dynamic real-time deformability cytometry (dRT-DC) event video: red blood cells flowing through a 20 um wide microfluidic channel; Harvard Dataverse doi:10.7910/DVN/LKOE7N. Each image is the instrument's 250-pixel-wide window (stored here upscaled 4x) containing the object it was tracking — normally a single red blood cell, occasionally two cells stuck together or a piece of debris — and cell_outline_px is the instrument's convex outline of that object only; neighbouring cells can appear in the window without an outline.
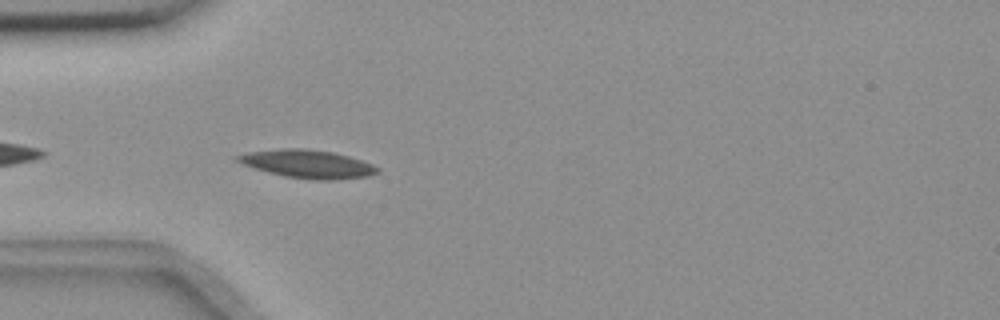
{"species": "common noctule bat (a hibernating species)", "species_latin": "Nyctalus noctula", "temperature_condition": "room temperature", "stored_images_in_passage": 42, "camera_frame_rate_fps": 3000, "um_per_image_px": 0.085, "animal": {"sex": "female", "body_mass_g": 18.4}, "frame": {"image": 1, "passage_image": 3, "time_ms": 0.667, "image_size_px": [1000, 320], "cell_outline_px": [[380, 172], [368, 176], [336, 180], [316, 180], [284, 176], [252, 168], [236, 160], [232, 156], [248, 152], [284, 148], [300, 148], [332, 152], [348, 156], [372, 164], [380, 168]], "centroid_in_image_um": [26.13, 13.94], "position_along_channel_um": 58.9, "area_um2": 22.95}}
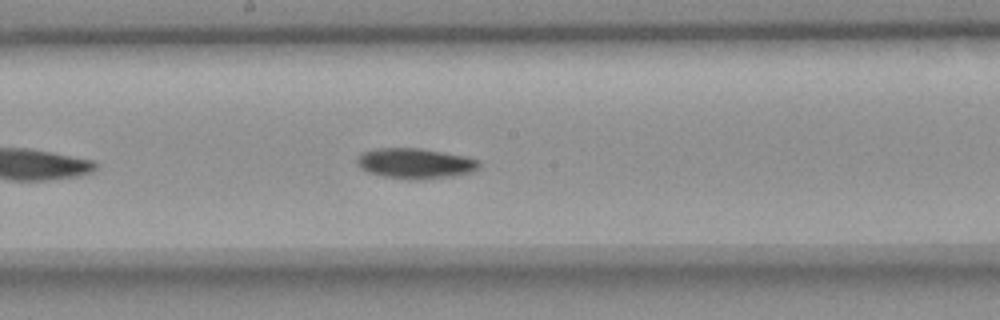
{"frame": {"image": 2, "passage_image": 16, "time_ms": 5.0, "image_size_px": [1000, 320], "cell_outline_px": [[480, 168], [472, 172], [452, 176], [420, 180], [408, 180], [380, 176], [368, 172], [360, 168], [356, 164], [356, 160], [364, 152], [376, 148], [420, 148], [464, 156], [480, 160]], "centroid_in_image_um": [35.3, 13.9], "position_along_channel_um": 212.9, "area_um2": 21.79}}
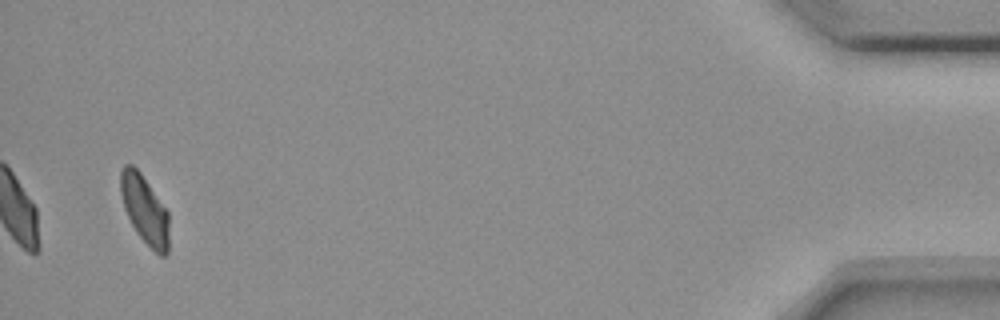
{"frame": {"image": 3, "passage_image": 40, "time_ms": 13.0, "image_size_px": [1000, 320], "cell_outline_px": [[168, 256], [160, 256], [136, 232], [124, 208], [120, 192], [120, 172], [124, 164], [132, 164], [140, 172], [168, 212]], "centroid_in_image_um": [12.29, 17.8], "position_along_channel_um": 422.9, "area_um2": 19.07}, "authors_computed_cell_mechanics": {"area_um2": 20.9525, "velocity_mm_per_s": 3.658, "shape_relaxation_time_tau1_ms": 5.0765, "shape_relaxation_time_tau2_ms": null, "deformation_change_tau1": 0.1309, "deformation_change_tau2": null}}